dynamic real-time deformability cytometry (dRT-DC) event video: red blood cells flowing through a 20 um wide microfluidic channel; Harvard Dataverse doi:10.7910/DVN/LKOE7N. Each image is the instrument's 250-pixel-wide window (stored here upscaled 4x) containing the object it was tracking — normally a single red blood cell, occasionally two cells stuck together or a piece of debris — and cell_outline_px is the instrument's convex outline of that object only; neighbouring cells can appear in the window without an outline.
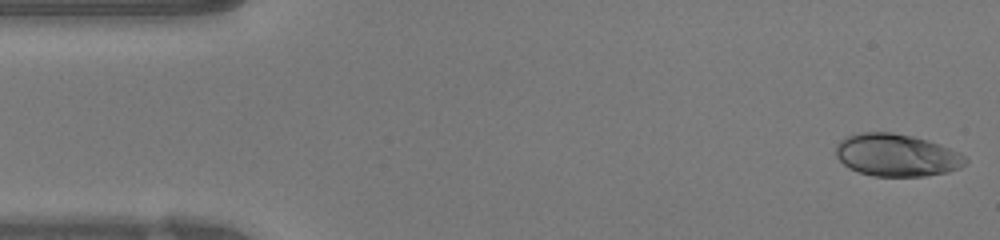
{"species": "human", "species_latin": "Homo sapiens", "temperature_condition": "warm", "stored_images_in_passage": 46, "camera_frame_rate_fps": 3000, "um_per_image_px": 0.085, "donor": {"sex": "female"}, "frame": {"image": 1, "passage_image": 1, "time_ms": 0.0, "image_size_px": [1000, 240], "cell_outline_px": [[968, 160], [960, 168], [948, 172], [924, 176], [872, 176], [848, 168], [836, 156], [836, 144], [840, 140], [848, 136], [864, 132], [892, 132], [912, 136], [936, 144], [956, 152], [964, 156]], "centroid_in_image_um": [76.16, 13.2], "position_along_channel_um": 8.8, "area_um2": 31.62}}
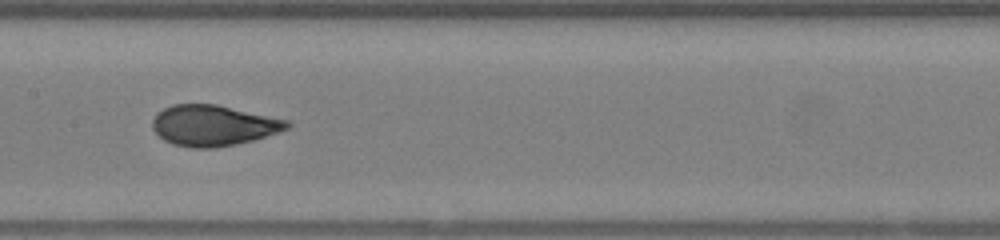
{"frame": {"image": 2, "passage_image": 22, "time_ms": 7.0, "image_size_px": [1000, 240], "cell_outline_px": [[292, 124], [288, 128], [252, 140], [236, 144], [212, 148], [192, 148], [172, 144], [164, 140], [152, 128], [152, 120], [156, 112], [172, 104], [216, 104], [288, 120]], "centroid_in_image_um": [18.09, 10.66], "position_along_channel_um": 189.3, "area_um2": 31.85}}
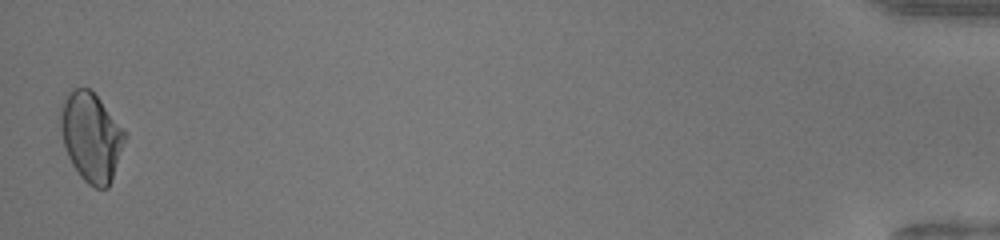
{"frame": {"image": 3, "passage_image": 46, "time_ms": 15.0, "image_size_px": [1000, 240], "cell_outline_px": [[124, 140], [112, 180], [108, 188], [96, 188], [88, 184], [80, 176], [72, 164], [68, 156], [64, 144], [60, 124], [60, 104], [68, 92], [72, 88], [88, 88], [100, 100], [124, 132]], "centroid_in_image_um": [7.7, 11.64], "position_along_channel_um": 427.5, "area_um2": 32.6}, "authors_computed_cell_mechanics": {"area_um2": 31.6455, "velocity_mm_per_s": 4.2751, "shape_relaxation_time_tau1_ms": 5.8137, "shape_relaxation_time_tau2_ms": null, "deformation_change_tau1": 0.2223, "deformation_change_tau2": null}}